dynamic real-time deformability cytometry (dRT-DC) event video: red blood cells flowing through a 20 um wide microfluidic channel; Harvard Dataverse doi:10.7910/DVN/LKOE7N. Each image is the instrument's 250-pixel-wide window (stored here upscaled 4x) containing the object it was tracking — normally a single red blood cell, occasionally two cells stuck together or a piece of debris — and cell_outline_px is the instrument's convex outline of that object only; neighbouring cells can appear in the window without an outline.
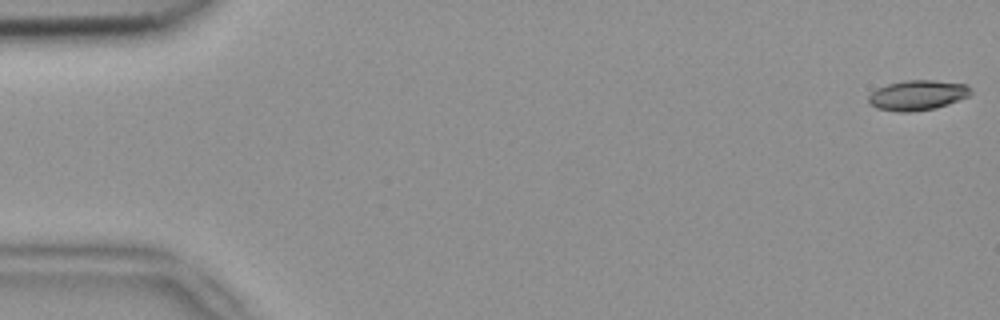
{"species": "common noctule bat (a hibernating species)", "species_latin": "Nyctalus noctula", "temperature_condition": "room temperature", "stored_images_in_passage": 5, "camera_frame_rate_fps": 3000, "um_per_image_px": 0.085, "animal": {"sex": "female", "body_mass_g": 18.4}, "frame": {"image": 1, "passage_image": 1, "time_ms": 0.0, "image_size_px": [1000, 320], "cell_outline_px": [[972, 92], [968, 96], [960, 100], [936, 108], [908, 112], [900, 112], [876, 108], [868, 104], [868, 96], [876, 88], [888, 84], [904, 80], [936, 80], [968, 84], [972, 88]], "centroid_in_image_um": [78.0, 8.08], "position_along_channel_um": 7.0, "area_um2": 18.15}}
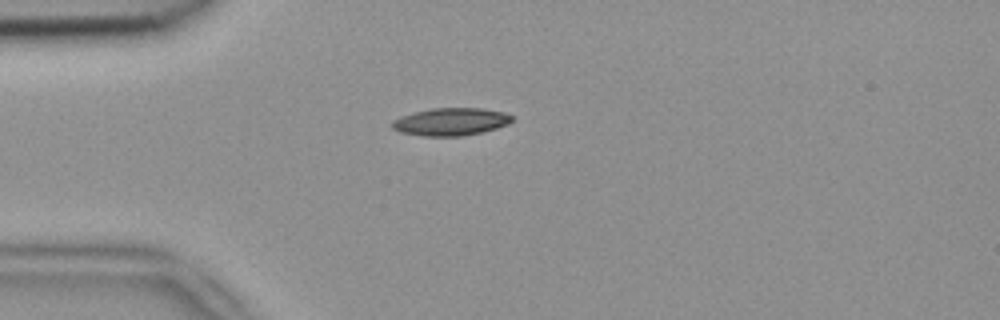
{"frame": {"image": 2, "passage_image": 4, "time_ms": 1.0, "image_size_px": [1000, 320], "cell_outline_px": [[512, 120], [508, 124], [496, 128], [480, 132], [460, 136], [424, 136], [400, 132], [392, 128], [392, 120], [400, 116], [432, 108], [484, 108], [504, 112], [512, 116]], "centroid_in_image_um": [38.3, 10.34], "position_along_channel_um": 46.7, "area_um2": 19.19}}